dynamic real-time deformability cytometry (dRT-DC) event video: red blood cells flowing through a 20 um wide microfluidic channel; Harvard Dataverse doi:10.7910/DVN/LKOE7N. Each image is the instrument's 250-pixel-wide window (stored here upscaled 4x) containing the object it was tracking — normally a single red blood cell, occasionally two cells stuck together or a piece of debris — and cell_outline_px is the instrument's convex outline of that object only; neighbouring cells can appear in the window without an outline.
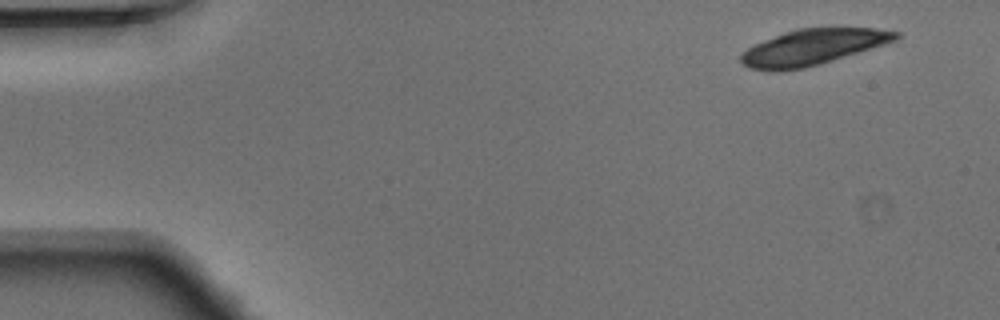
{"species": "Egyptian fruit bat (a non-hibernating species)", "species_latin": "Rousettus aegyptiacus", "temperature_condition": "warm", "stored_images_in_passage": 7, "camera_frame_rate_fps": 3000, "um_per_image_px": 0.085, "animal": {"sex": "male"}, "frame": {"image": 1, "passage_image": 1, "time_ms": 0.0, "image_size_px": [1000, 320], "cell_outline_px": [[900, 36], [896, 40], [884, 44], [832, 60], [804, 68], [748, 68], [740, 64], [740, 52], [764, 40], [796, 28], [876, 28], [900, 32]], "centroid_in_image_um": [69.11, 3.96], "position_along_channel_um": 15.9, "area_um2": 31.33}}